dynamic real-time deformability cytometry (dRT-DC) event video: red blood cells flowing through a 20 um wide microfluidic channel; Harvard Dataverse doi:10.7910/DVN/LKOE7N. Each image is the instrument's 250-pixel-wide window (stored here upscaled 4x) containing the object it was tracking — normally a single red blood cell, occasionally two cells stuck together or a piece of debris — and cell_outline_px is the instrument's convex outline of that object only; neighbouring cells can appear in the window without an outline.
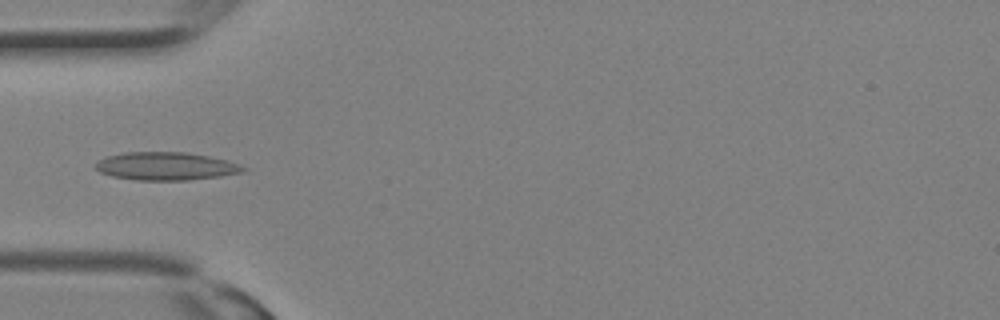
{"species": "Egyptian fruit bat (a non-hibernating species)", "species_latin": "Rousettus aegyptiacus", "temperature_condition": "room temperature", "stored_images_in_passage": 17, "camera_frame_rate_fps": 3000, "um_per_image_px": 0.085, "animal": {"sex": "female"}, "frame": {"image": 1, "passage_image": 10, "time_ms": 3.0, "image_size_px": [1000, 320], "cell_outline_px": [[248, 168], [244, 172], [220, 176], [188, 180], [136, 180], [112, 176], [100, 172], [96, 168], [96, 164], [100, 160], [108, 156], [124, 152], [184, 152], [208, 156], [228, 160]], "centroid_in_image_um": [14.14, 14.12], "position_along_channel_um": 70.9, "area_um2": 23.99}}
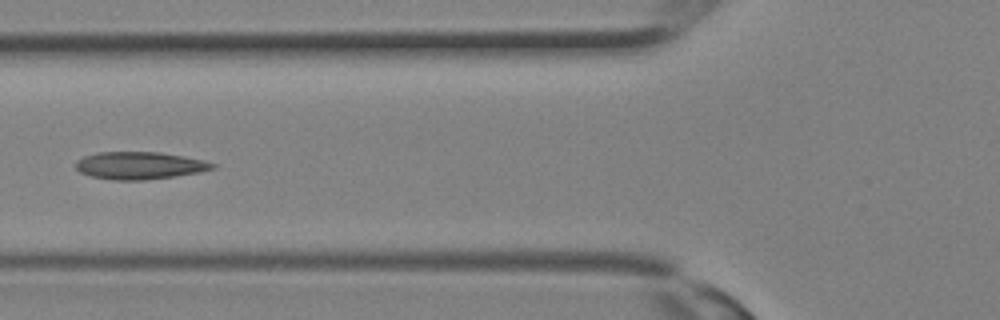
{"frame": {"image": 2, "passage_image": 12, "time_ms": 3.667, "image_size_px": [1000, 320], "cell_outline_px": [[216, 168], [200, 172], [144, 180], [116, 180], [92, 176], [80, 172], [76, 168], [76, 160], [84, 156], [100, 152], [160, 152], [184, 156], [204, 160], [216, 164]], "centroid_in_image_um": [11.88, 14.06], "position_along_channel_um": 113.9, "area_um2": 21.73}}
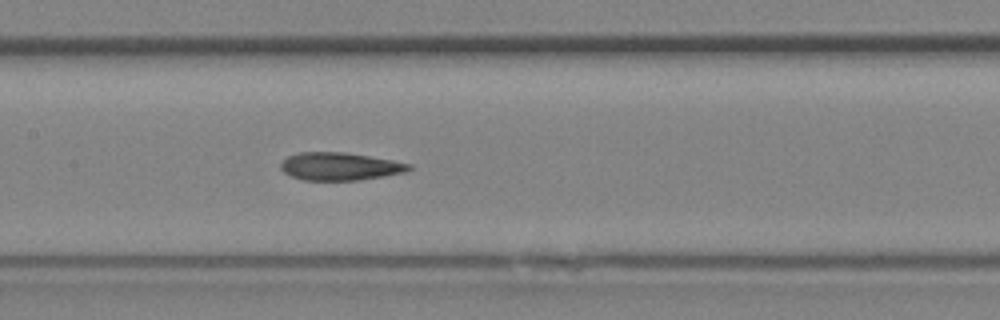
{"frame": {"image": 3, "passage_image": 15, "time_ms": 4.667, "image_size_px": [1000, 320], "cell_outline_px": [[412, 168], [404, 172], [384, 176], [360, 180], [304, 180], [292, 176], [284, 172], [280, 168], [280, 164], [288, 156], [296, 152], [344, 152], [392, 160], [412, 164]], "centroid_in_image_um": [28.88, 14.14], "position_along_channel_um": 178.5, "area_um2": 20.69}}